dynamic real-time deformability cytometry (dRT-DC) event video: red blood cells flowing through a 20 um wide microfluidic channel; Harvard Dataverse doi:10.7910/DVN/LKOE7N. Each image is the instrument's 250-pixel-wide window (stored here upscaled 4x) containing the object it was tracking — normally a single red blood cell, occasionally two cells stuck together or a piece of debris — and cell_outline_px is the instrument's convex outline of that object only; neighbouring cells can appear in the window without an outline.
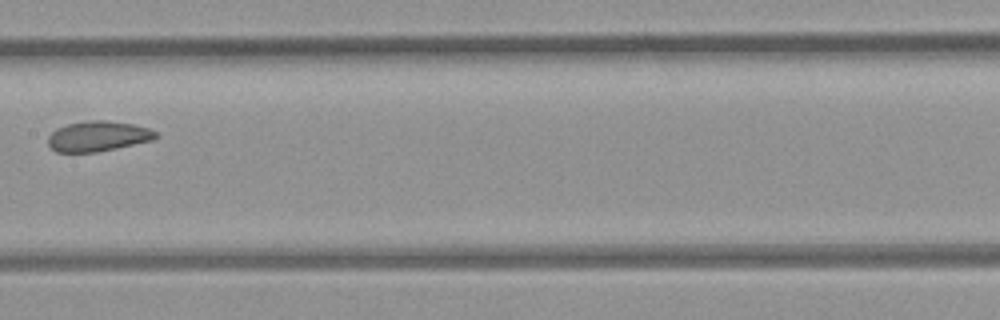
{"species": "common noctule bat (a hibernating species)", "species_latin": "Nyctalus noctula", "temperature_condition": "room temperature", "stored_images_in_passage": 5, "camera_frame_rate_fps": 3000, "um_per_image_px": 0.085, "animal": {"sex": "female", "body_mass_g": 21.9}, "frame": {"image": 1, "passage_image": 5, "time_ms": 5.333, "image_size_px": [1000, 320], "cell_outline_px": [[160, 136], [152, 140], [116, 148], [96, 152], [56, 152], [48, 144], [48, 136], [56, 128], [68, 124], [92, 120], [108, 120], [132, 124], [148, 128], [156, 132]], "centroid_in_image_um": [8.33, 11.58], "position_along_channel_um": 199.1, "area_um2": 18.9}}